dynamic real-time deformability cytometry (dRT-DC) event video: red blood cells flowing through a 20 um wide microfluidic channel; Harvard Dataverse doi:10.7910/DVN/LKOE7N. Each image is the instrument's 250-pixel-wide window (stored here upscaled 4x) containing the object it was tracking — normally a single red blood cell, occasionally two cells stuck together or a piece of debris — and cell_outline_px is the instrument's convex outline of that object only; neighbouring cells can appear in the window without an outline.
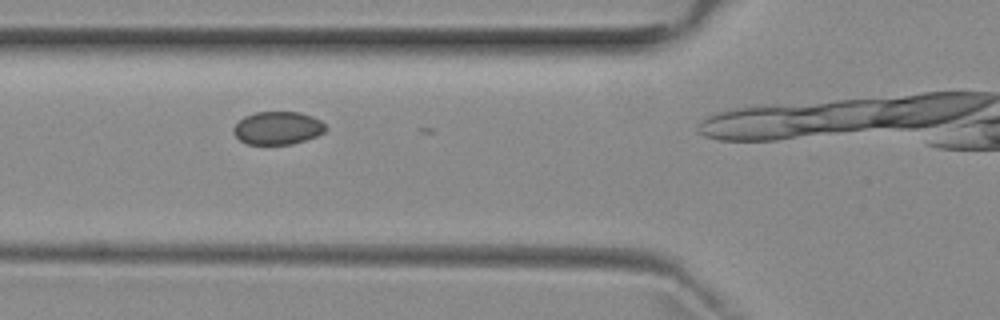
{"species": "common noctule bat (a hibernating species)", "species_latin": "Nyctalus noctula", "temperature_condition": "room temperature", "stored_images_in_passage": 5, "camera_frame_rate_fps": 3000, "um_per_image_px": 0.085, "animal": {"sex": "female", "body_mass_g": 29.2, "forearm_length_mm": 56.3}, "frame": {"image": 1, "passage_image": 4, "time_ms": 4.333, "image_size_px": [1000, 320], "cell_outline_px": [[328, 128], [324, 132], [316, 136], [292, 144], [248, 144], [240, 140], [232, 132], [232, 128], [244, 116], [256, 112], [300, 112], [312, 116], [320, 120]], "centroid_in_image_um": [23.6, 10.88], "position_along_channel_um": 102.2, "area_um2": 17.69}}